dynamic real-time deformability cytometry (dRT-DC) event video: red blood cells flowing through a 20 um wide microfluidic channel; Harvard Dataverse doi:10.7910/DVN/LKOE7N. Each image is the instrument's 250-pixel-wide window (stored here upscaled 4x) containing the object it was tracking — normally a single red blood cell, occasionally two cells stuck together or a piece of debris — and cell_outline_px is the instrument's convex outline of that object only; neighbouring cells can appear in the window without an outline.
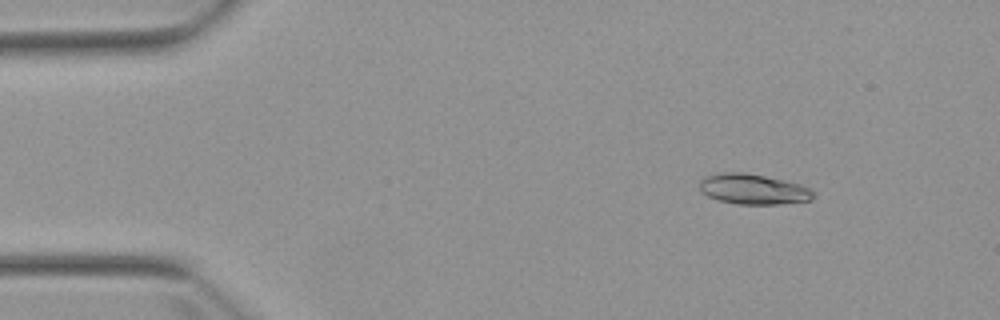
{"species": "Egyptian fruit bat (a non-hibernating species)", "species_latin": "Rousettus aegyptiacus", "temperature_condition": "warm", "stored_images_in_passage": 5, "camera_frame_rate_fps": 3000, "um_per_image_px": 0.085, "animal": {"sex": "female"}, "frame": {"image": 1, "passage_image": 2, "time_ms": 1.333, "image_size_px": [1000, 320], "cell_outline_px": [[816, 196], [812, 200], [780, 204], [736, 204], [716, 200], [700, 192], [700, 180], [704, 176], [716, 172], [744, 172], [784, 180], [800, 184], [812, 188], [816, 192]], "centroid_in_image_um": [64.03, 16.08], "position_along_channel_um": 21.0, "area_um2": 20.58}}
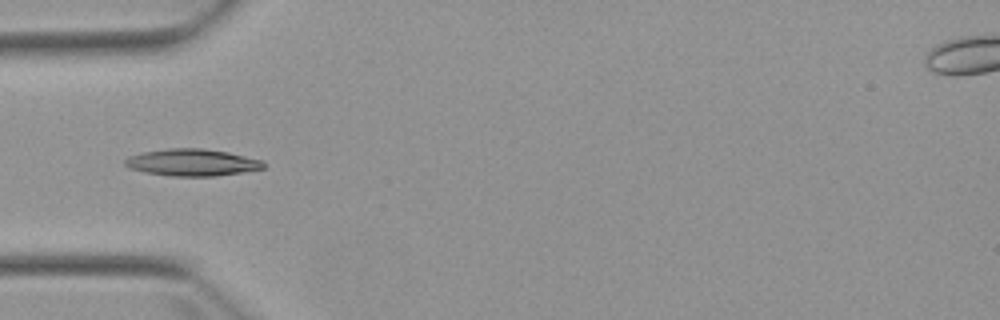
{"frame": {"image": 2, "passage_image": 5, "time_ms": 4.667, "image_size_px": [1000, 320], "cell_outline_px": [[264, 168], [216, 176], [168, 176], [144, 172], [128, 168], [124, 164], [124, 160], [128, 156], [144, 152], [168, 148], [204, 148], [228, 152], [264, 160]], "centroid_in_image_um": [16.3, 13.8], "position_along_channel_um": 68.7, "area_um2": 21.85}}